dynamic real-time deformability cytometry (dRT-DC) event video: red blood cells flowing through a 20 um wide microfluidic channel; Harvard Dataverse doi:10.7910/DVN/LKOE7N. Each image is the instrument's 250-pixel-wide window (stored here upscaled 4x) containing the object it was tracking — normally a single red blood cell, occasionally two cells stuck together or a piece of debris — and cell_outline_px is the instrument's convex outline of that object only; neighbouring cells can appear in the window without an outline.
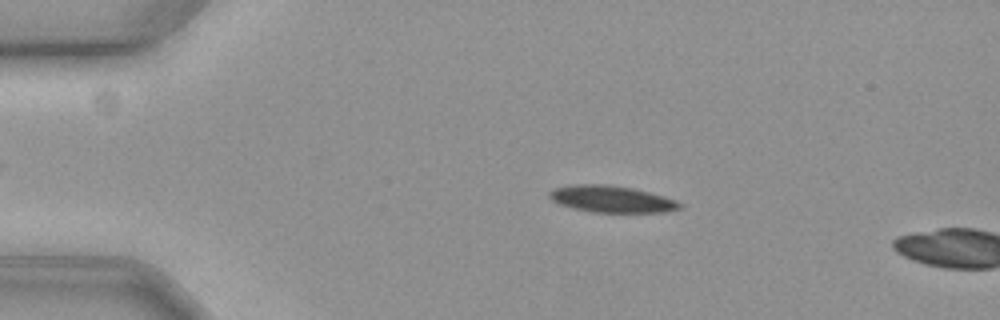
{"species": "common noctule bat (a hibernating species)", "species_latin": "Nyctalus noctula", "temperature_condition": "cold", "stored_images_in_passage": 16, "camera_frame_rate_fps": 3000, "um_per_image_px": 0.085, "animal": {"sex": "female", "body_mass_g": 19.3, "forearm_length_mm": 54.1}, "frame": {"image": 1, "passage_image": 12, "time_ms": 3.667, "image_size_px": [1000, 320], "cell_outline_px": [[680, 208], [664, 212], [592, 212], [572, 208], [560, 204], [552, 200], [548, 196], [548, 192], [556, 188], [572, 184], [604, 184], [632, 188], [648, 192], [672, 200], [680, 204]], "centroid_in_image_um": [51.89, 16.92], "position_along_channel_um": 33.1, "area_um2": 19.88}}